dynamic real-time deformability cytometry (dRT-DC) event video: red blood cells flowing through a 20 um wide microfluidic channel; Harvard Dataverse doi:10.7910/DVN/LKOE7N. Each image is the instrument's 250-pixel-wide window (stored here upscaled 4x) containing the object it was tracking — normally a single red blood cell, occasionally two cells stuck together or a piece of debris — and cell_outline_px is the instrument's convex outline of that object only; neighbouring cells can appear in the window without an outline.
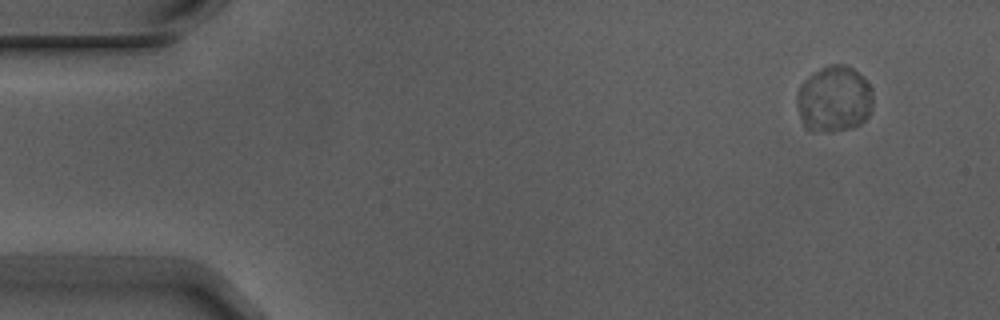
{"species": "Egyptian fruit bat (a non-hibernating species)", "species_latin": "Rousettus aegyptiacus", "temperature_condition": "warm", "stored_images_in_passage": 6, "camera_frame_rate_fps": 3000, "um_per_image_px": 0.085, "animal": {"sex": "male"}, "frame": {"image": 1, "passage_image": 1, "time_ms": 0.0, "image_size_px": [1000, 320], "cell_outline_px": [[872, 108], [868, 116], [860, 124], [848, 128], [832, 132], [812, 132], [804, 128], [800, 116], [796, 100], [796, 96], [800, 84], [804, 80], [828, 64], [844, 64], [852, 68], [872, 88]], "centroid_in_image_um": [70.87, 8.45], "position_along_channel_um": 14.1, "area_um2": 29.42}}
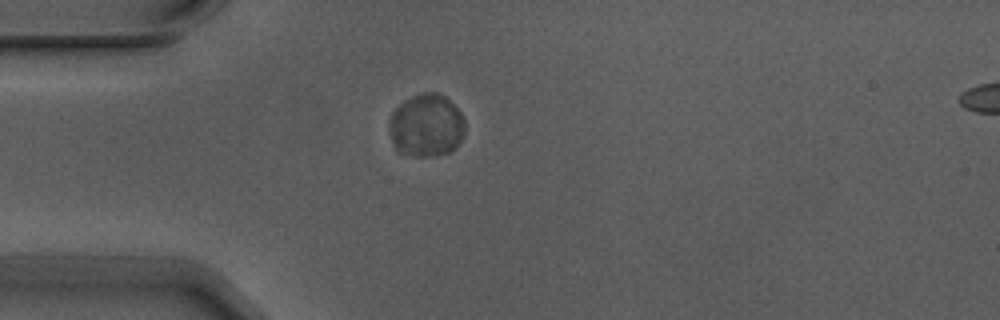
{"frame": {"image": 2, "passage_image": 4, "time_ms": 1.0, "image_size_px": [1000, 320], "cell_outline_px": [[464, 136], [448, 152], [428, 156], [416, 156], [396, 152], [392, 140], [388, 124], [392, 112], [404, 100], [420, 92], [436, 92], [444, 96], [460, 112], [464, 120]], "centroid_in_image_um": [36.2, 10.65], "position_along_channel_um": 48.8, "area_um2": 27.57}}